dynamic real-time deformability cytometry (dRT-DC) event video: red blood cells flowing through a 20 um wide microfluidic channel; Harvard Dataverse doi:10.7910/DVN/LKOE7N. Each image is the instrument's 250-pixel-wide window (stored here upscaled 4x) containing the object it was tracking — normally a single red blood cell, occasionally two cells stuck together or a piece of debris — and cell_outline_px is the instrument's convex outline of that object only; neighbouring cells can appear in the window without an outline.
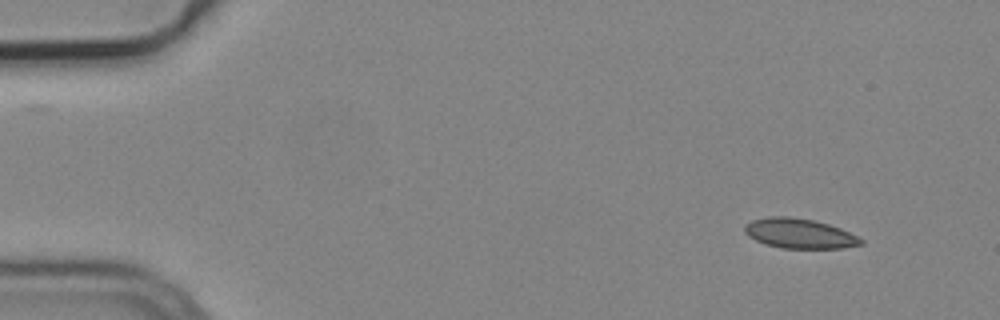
{"species": "common noctule bat (a hibernating species)", "species_latin": "Nyctalus noctula", "temperature_condition": "cold", "stored_images_in_passage": 4, "camera_frame_rate_fps": 3000, "um_per_image_px": 0.085, "animal": {"sex": "male", "body_mass_g": 19.2, "forearm_length_mm": 51.8}, "frame": {"image": 1, "passage_image": 1, "time_ms": 0.0, "image_size_px": [1000, 320], "cell_outline_px": [[864, 244], [844, 248], [780, 248], [764, 244], [748, 236], [744, 232], [744, 224], [752, 220], [768, 216], [788, 216], [812, 220], [828, 224], [840, 228], [864, 240]], "centroid_in_image_um": [67.92, 19.85], "position_along_channel_um": 17.1, "area_um2": 20.29}}
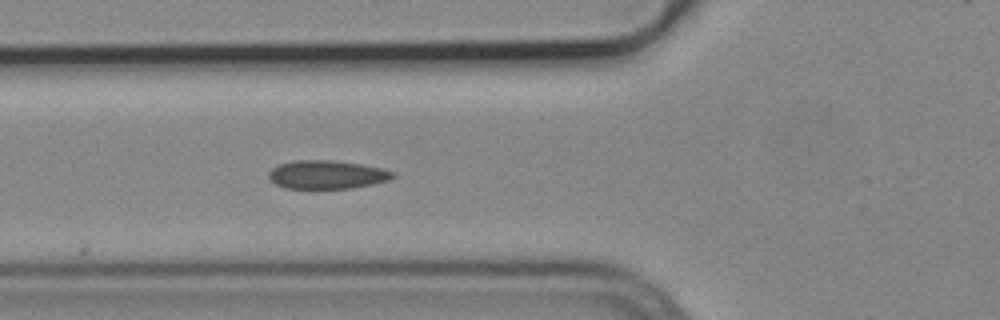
{"frame": {"image": 2, "passage_image": 4, "time_ms": 1.0, "image_size_px": [1000, 320], "cell_outline_px": [[396, 176], [388, 180], [372, 184], [352, 188], [284, 188], [276, 184], [268, 176], [268, 172], [272, 168], [280, 164], [296, 160], [332, 160], [360, 164], [380, 168], [396, 172]], "centroid_in_image_um": [27.79, 14.84], "position_along_channel_um": 98.0, "area_um2": 20.46}}